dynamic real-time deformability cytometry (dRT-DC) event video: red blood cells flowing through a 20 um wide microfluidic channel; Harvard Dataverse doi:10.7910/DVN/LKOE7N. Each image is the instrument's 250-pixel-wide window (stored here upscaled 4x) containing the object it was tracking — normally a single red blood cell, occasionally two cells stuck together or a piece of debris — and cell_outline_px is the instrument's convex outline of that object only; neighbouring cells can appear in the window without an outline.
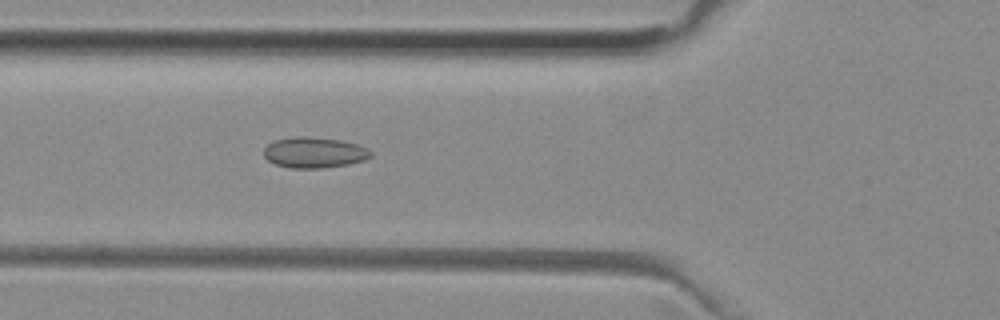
{"species": "common noctule bat (a hibernating species)", "species_latin": "Nyctalus noctula", "temperature_condition": "room temperature", "stored_images_in_passage": 30, "camera_frame_rate_fps": 3000, "um_per_image_px": 0.085, "animal": {"sex": "female", "body_mass_g": 29.2, "forearm_length_mm": 56.3}, "frame": {"image": 1, "passage_image": 3, "time_ms": 0.667, "image_size_px": [1000, 320], "cell_outline_px": [[372, 156], [364, 160], [348, 164], [320, 168], [288, 168], [276, 164], [268, 160], [264, 156], [264, 148], [268, 144], [276, 140], [296, 136], [304, 136], [340, 140], [356, 144], [368, 148], [372, 152]], "centroid_in_image_um": [26.71, 12.97], "position_along_channel_um": 99.1, "area_um2": 19.07}}
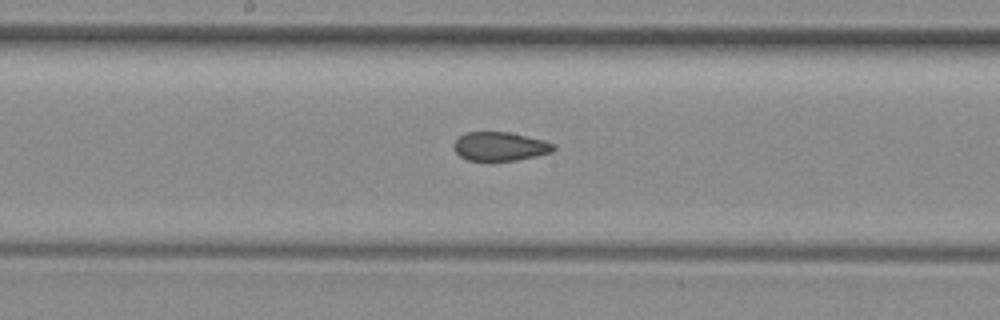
{"frame": {"image": 2, "passage_image": 11, "time_ms": 3.333, "image_size_px": [1000, 320], "cell_outline_px": [[556, 148], [552, 152], [536, 156], [516, 160], [468, 160], [460, 156], [452, 148], [452, 144], [464, 132], [508, 132], [544, 140], [556, 144]], "centroid_in_image_um": [42.5, 12.44], "position_along_channel_um": 205.7, "area_um2": 16.76}}
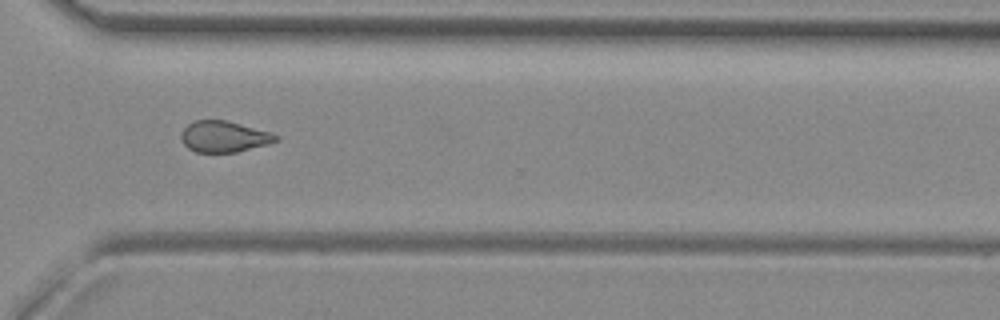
{"frame": {"image": 3, "passage_image": 22, "time_ms": 7.0, "image_size_px": [1000, 320], "cell_outline_px": [[280, 140], [268, 144], [236, 152], [196, 152], [188, 148], [184, 144], [180, 136], [184, 128], [188, 124], [196, 120], [224, 120], [268, 132], [280, 136]], "centroid_in_image_um": [19.03, 11.62], "position_along_channel_um": 351.6, "area_um2": 16.94}}